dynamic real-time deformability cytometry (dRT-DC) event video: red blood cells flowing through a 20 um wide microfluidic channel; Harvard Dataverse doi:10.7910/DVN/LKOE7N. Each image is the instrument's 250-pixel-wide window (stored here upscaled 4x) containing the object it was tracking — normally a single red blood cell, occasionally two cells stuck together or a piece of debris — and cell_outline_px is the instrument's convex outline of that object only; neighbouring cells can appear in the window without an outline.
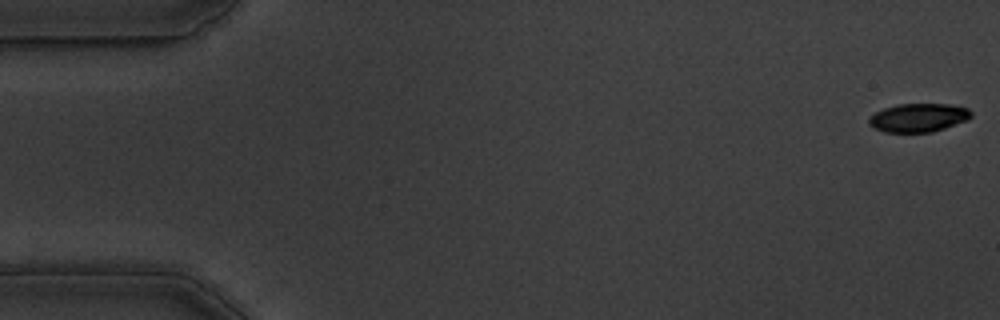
{"species": "common noctule bat (a hibernating species)", "species_latin": "Nyctalus noctula", "temperature_condition": "warm", "stored_images_in_passage": 55, "camera_frame_rate_fps": 3000, "um_per_image_px": 0.085, "animal": {"sex": "male", "body_mass_g": 19.5, "forearm_length_mm": 54.6}, "frame": {"image": 1, "passage_image": 1, "time_ms": 0.0, "image_size_px": [1000, 320], "cell_outline_px": [[972, 116], [968, 120], [932, 132], [884, 132], [868, 124], [868, 120], [876, 112], [884, 108], [896, 104], [948, 104], [968, 108], [972, 112]], "centroid_in_image_um": [78.09, 10.0], "position_along_channel_um": 6.9, "area_um2": 16.94}}
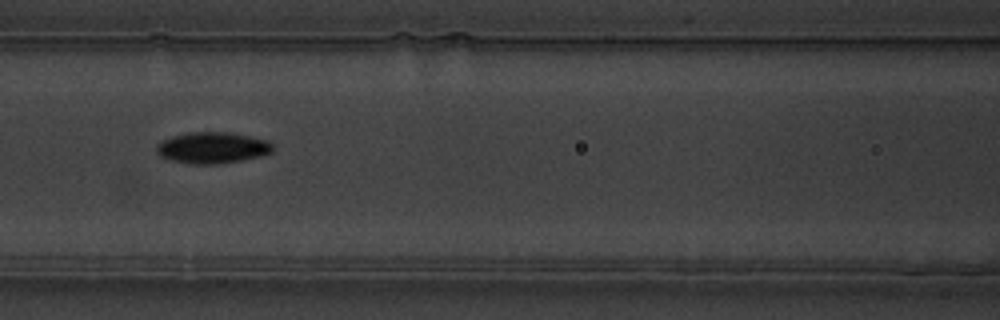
{"frame": {"image": 2, "passage_image": 24, "time_ms": 7.667, "image_size_px": [1000, 320], "cell_outline_px": [[272, 152], [260, 156], [240, 160], [216, 164], [188, 164], [172, 160], [160, 156], [156, 152], [156, 144], [160, 140], [172, 136], [188, 132], [232, 132], [268, 140], [272, 144]], "centroid_in_image_um": [18.02, 12.55], "position_along_channel_um": 148.6, "area_um2": 21.33}}
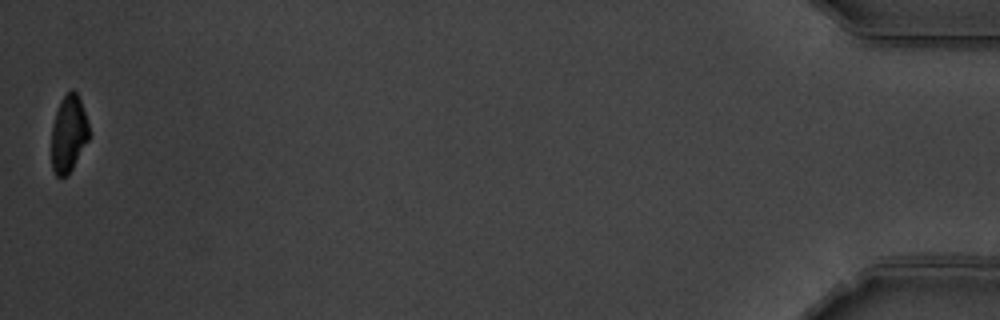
{"frame": {"image": 3, "passage_image": 55, "time_ms": 18.0, "image_size_px": [1000, 320], "cell_outline_px": [[88, 140], [68, 176], [56, 176], [52, 168], [52, 124], [60, 100], [72, 88], [76, 92], [80, 100], [88, 124]], "centroid_in_image_um": [5.81, 11.38], "position_along_channel_um": 429.4, "area_um2": 16.59}, "authors_computed_cell_mechanics": {"area_um2": 19.4208, "velocity_mm_per_s": 3.6493, "shape_relaxation_time_tau1_ms": 2.6812, "shape_relaxation_time_tau2_ms": null, "deformation_change_tau1": 0.1557, "deformation_change_tau2": null}}